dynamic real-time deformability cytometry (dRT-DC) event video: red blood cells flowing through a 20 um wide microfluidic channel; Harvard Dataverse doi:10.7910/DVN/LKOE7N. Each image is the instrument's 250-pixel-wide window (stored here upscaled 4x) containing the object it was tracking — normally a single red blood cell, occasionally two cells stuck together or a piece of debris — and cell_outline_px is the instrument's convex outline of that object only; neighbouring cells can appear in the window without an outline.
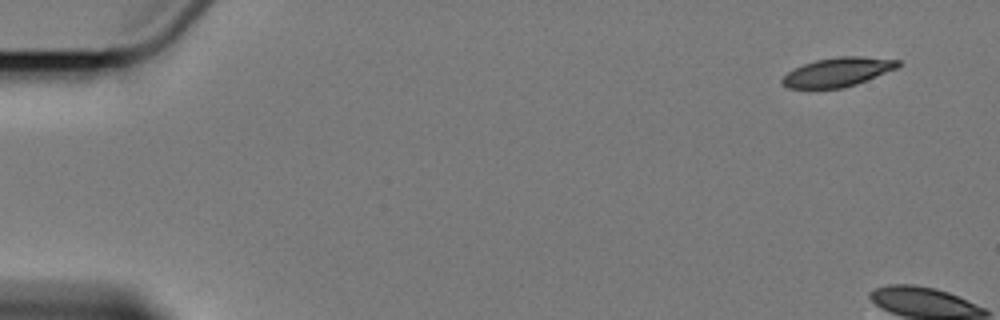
{"species": "Egyptian fruit bat (a non-hibernating species)", "species_latin": "Rousettus aegyptiacus", "temperature_condition": "cold", "stored_images_in_passage": 2, "camera_frame_rate_fps": 3000, "um_per_image_px": 0.085, "animal": {"sex": "female"}, "frame": {"image": 1, "passage_image": 1, "time_ms": 0.0, "image_size_px": [1000, 320], "cell_outline_px": [[900, 64], [896, 68], [856, 84], [844, 88], [788, 88], [780, 80], [788, 72], [804, 64], [816, 60], [836, 56], [860, 56], [900, 60]], "centroid_in_image_um": [71.2, 6.12], "position_along_channel_um": 13.8, "area_um2": 19.31}}